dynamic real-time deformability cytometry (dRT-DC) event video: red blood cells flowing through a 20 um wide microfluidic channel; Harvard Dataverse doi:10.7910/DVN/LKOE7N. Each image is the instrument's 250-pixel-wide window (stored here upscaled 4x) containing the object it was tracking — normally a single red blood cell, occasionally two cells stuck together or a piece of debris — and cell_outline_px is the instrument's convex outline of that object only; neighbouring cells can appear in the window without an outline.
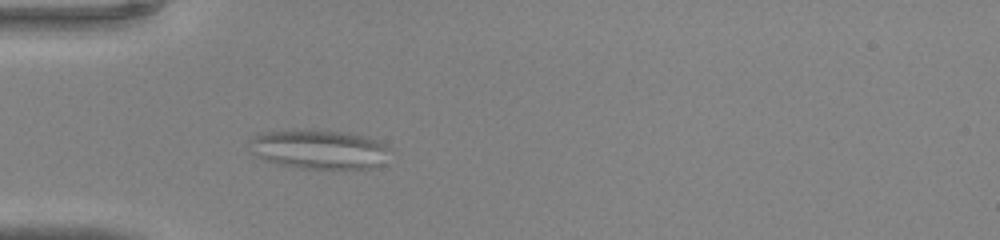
{"species": "common noctule bat (a hibernating species)", "species_latin": "Nyctalus noctula", "temperature_condition": "warm", "stored_images_in_passage": 45, "camera_frame_rate_fps": 3000, "um_per_image_px": 0.085, "animal": {"sex": "male", "body_mass_g": 20.0, "forearm_length_mm": 53.3}, "frame": {"image": 1, "passage_image": 12, "time_ms": 3.667, "image_size_px": [1000, 240], "cell_outline_px": [[388, 148], [384, 164], [376, 168], [300, 168], [276, 164], [264, 160], [256, 156], [252, 152], [248, 140], [264, 132], [296, 128], [312, 128], [348, 132], [368, 136], [380, 140]], "centroid_in_image_um": [27.11, 12.66], "position_along_channel_um": 57.9, "area_um2": 32.95}}
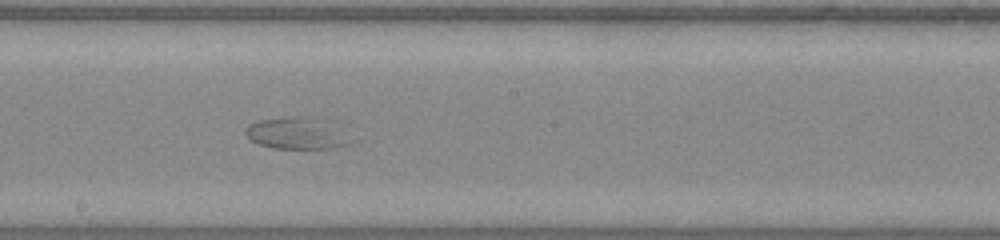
{"frame": {"image": 2, "passage_image": 24, "time_ms": 7.667, "image_size_px": [1000, 240], "cell_outline_px": [[360, 140], [352, 144], [336, 148], [276, 148], [256, 144], [248, 140], [244, 132], [244, 128], [248, 124], [260, 120], [284, 116], [320, 116], [336, 120]], "centroid_in_image_um": [25.46, 11.29], "position_along_channel_um": 222.7, "area_um2": 21.44}}
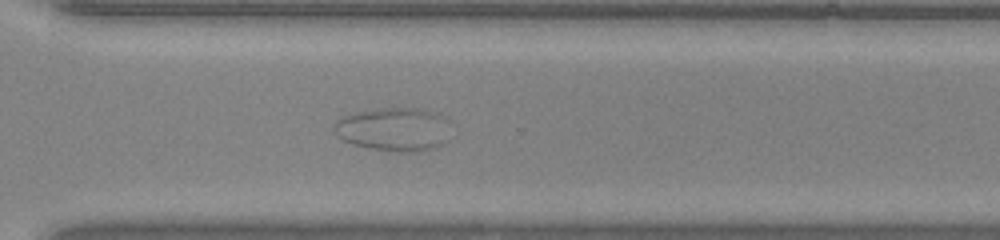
{"frame": {"image": 3, "passage_image": 32, "time_ms": 10.333, "image_size_px": [1000, 240], "cell_outline_px": [[448, 144], [436, 148], [416, 152], [388, 152], [352, 144], [344, 140], [336, 132], [336, 120], [344, 116], [360, 112], [380, 108], [420, 108], [436, 112], [444, 116], [448, 120]], "centroid_in_image_um": [33.58, 11.01], "position_along_channel_um": 337.0, "area_um2": 29.82}}